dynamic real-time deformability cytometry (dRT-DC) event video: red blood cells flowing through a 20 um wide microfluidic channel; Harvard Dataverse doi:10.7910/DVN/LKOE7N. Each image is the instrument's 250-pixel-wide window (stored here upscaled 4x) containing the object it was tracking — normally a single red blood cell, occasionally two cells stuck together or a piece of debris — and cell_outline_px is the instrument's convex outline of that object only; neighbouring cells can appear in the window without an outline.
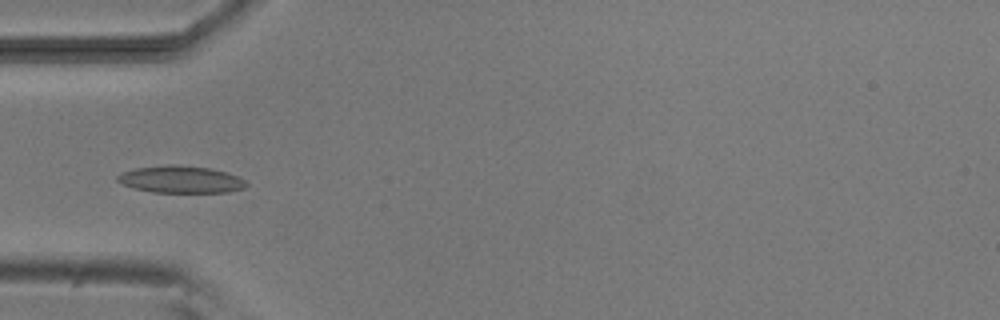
{"species": "common noctule bat (a hibernating species)", "species_latin": "Nyctalus noctula", "temperature_condition": "room temperature", "stored_images_in_passage": 8, "camera_frame_rate_fps": 3000, "um_per_image_px": 0.085, "animal": {"sex": "male", "body_mass_g": 20.5, "forearm_length_mm": 52.5}, "frame": {"image": 1, "passage_image": 5, "time_ms": 4.667, "image_size_px": [1000, 320], "cell_outline_px": [[248, 184], [244, 188], [228, 192], [152, 192], [132, 188], [116, 180], [116, 176], [124, 172], [136, 168], [168, 164], [176, 164], [212, 168], [236, 176], [244, 180]], "centroid_in_image_um": [15.35, 15.25], "position_along_channel_um": 69.6, "area_um2": 20.29}}
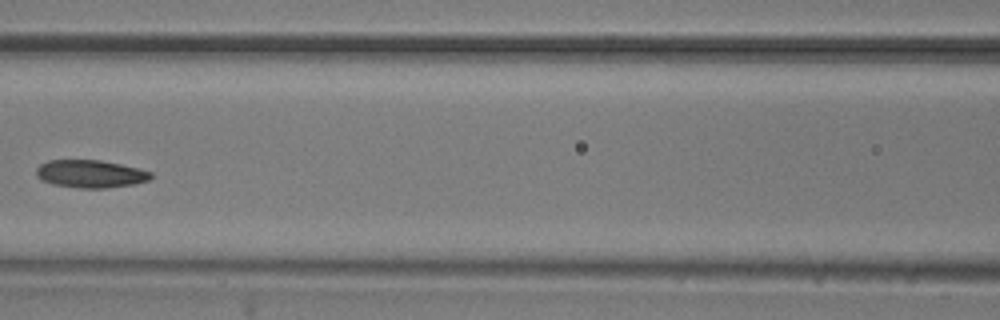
{"frame": {"image": 2, "passage_image": 7, "time_ms": 7.0, "image_size_px": [1000, 320], "cell_outline_px": [[152, 176], [148, 180], [132, 184], [104, 188], [80, 188], [52, 184], [36, 176], [36, 168], [40, 164], [48, 160], [100, 160], [120, 164], [152, 172]], "centroid_in_image_um": [7.66, 14.77], "position_along_channel_um": 158.9, "area_um2": 18.32}}
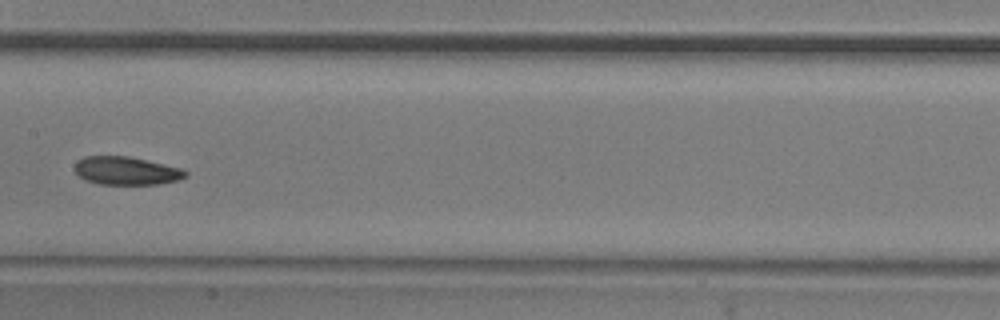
{"frame": {"image": 3, "passage_image": 8, "time_ms": 8.0, "image_size_px": [1000, 320], "cell_outline_px": [[188, 176], [180, 180], [160, 184], [100, 184], [84, 180], [76, 172], [76, 164], [84, 156], [128, 156], [180, 168], [188, 172]], "centroid_in_image_um": [10.77, 14.53], "position_along_channel_um": 196.6, "area_um2": 18.03}}